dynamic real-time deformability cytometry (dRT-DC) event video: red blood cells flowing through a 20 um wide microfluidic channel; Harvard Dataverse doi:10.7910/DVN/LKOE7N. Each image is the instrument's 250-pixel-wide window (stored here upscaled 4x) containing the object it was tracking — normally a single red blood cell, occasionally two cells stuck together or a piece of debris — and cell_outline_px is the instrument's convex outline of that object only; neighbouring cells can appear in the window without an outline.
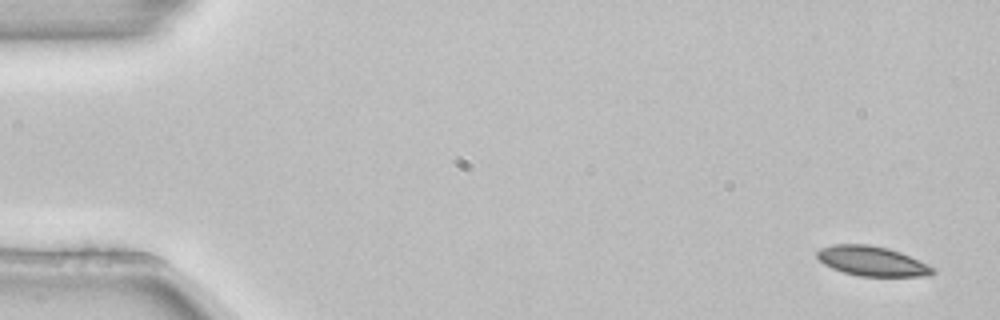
{"species": "common noctule bat (a hibernating species)", "species_latin": "Nyctalus noctula", "temperature_condition": "room temperature", "stored_images_in_passage": 5, "camera_frame_rate_fps": 3000, "um_per_image_px": 0.085, "animal": {"sex": "female", "body_mass_g": 22.7, "forearm_length_mm": 54.2}, "frame": {"image": 1, "passage_image": 1, "time_ms": 0.0, "image_size_px": [1000, 320], "cell_outline_px": [[936, 272], [928, 276], [860, 276], [844, 272], [832, 268], [824, 264], [816, 256], [816, 252], [820, 248], [832, 244], [868, 244], [888, 248], [900, 252], [936, 268]], "centroid_in_image_um": [74.12, 22.19], "position_along_channel_um": 10.9, "area_um2": 20.06}}